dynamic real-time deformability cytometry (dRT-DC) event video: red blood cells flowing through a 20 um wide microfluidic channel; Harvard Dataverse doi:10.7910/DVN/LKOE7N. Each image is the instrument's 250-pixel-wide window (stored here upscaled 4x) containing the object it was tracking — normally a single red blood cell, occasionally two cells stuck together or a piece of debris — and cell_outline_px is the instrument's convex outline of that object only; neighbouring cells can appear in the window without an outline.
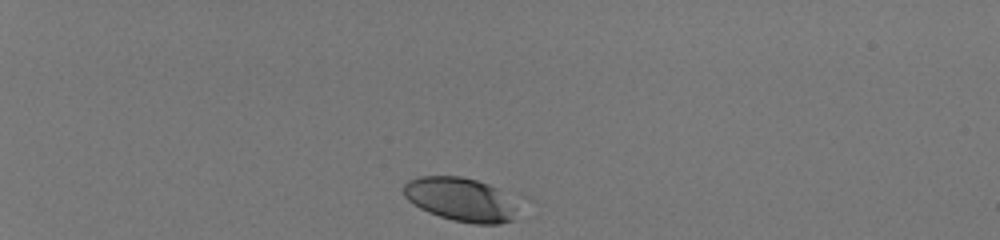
{"species": "human", "species_latin": "Homo sapiens", "temperature_condition": "room temperature", "stored_images_in_passage": 36, "camera_frame_rate_fps": 3000, "um_per_image_px": 0.085, "donor": {"sex": "male"}, "frame": {"image": 1, "passage_image": 1, "time_ms": 0.0, "image_size_px": [1000, 240], "cell_outline_px": [[512, 220], [500, 224], [476, 224], [452, 220], [428, 212], [420, 208], [408, 200], [404, 196], [404, 184], [408, 180], [420, 176], [460, 176], [476, 180], [488, 184], [496, 188], [512, 208]], "centroid_in_image_um": [39.0, 16.94], "position_along_channel_um": 46.0, "area_um2": 28.03}}
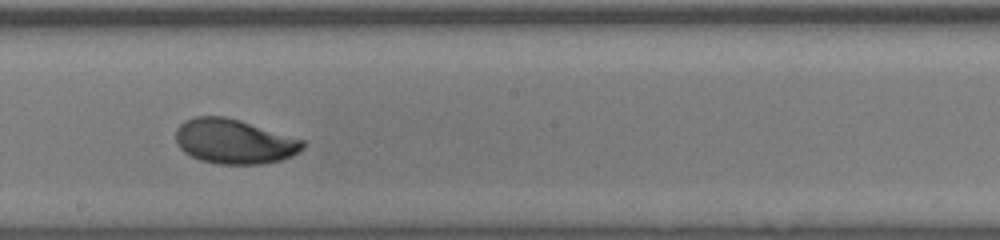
{"frame": {"image": 2, "passage_image": 21, "time_ms": 6.667, "image_size_px": [1000, 240], "cell_outline_px": [[304, 148], [300, 152], [292, 156], [280, 160], [260, 164], [216, 164], [200, 160], [184, 152], [180, 148], [176, 140], [176, 128], [184, 120], [196, 116], [224, 116], [240, 120], [304, 140]], "centroid_in_image_um": [19.9, 12.02], "position_along_channel_um": 228.3, "area_um2": 33.12}}
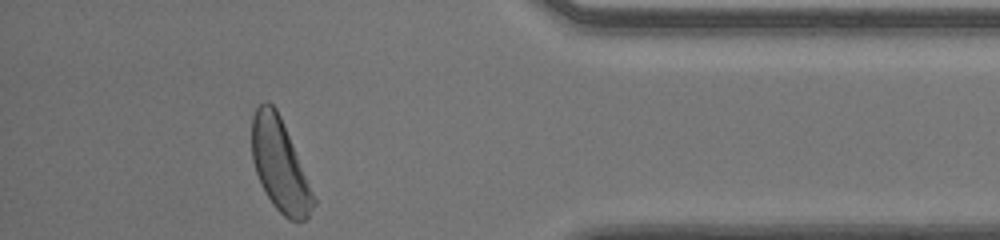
{"frame": {"image": 3, "passage_image": 36, "time_ms": 11.667, "image_size_px": [1000, 240], "cell_outline_px": [[316, 204], [308, 216], [304, 220], [288, 220], [272, 204], [260, 184], [252, 160], [252, 116], [256, 108], [264, 100], [268, 100], [276, 108], [280, 116], [316, 200]], "centroid_in_image_um": [23.76, 14.03], "position_along_channel_um": 411.4, "area_um2": 32.66}, "authors_computed_cell_mechanics": {"area_um2": 32.5414, "velocity_mm_per_s": 4.037, "shape_relaxation_time_tau1_ms": 1.939, "shape_relaxation_time_tau2_ms": null, "deformation_change_tau1": 0.1262, "deformation_change_tau2": null}}